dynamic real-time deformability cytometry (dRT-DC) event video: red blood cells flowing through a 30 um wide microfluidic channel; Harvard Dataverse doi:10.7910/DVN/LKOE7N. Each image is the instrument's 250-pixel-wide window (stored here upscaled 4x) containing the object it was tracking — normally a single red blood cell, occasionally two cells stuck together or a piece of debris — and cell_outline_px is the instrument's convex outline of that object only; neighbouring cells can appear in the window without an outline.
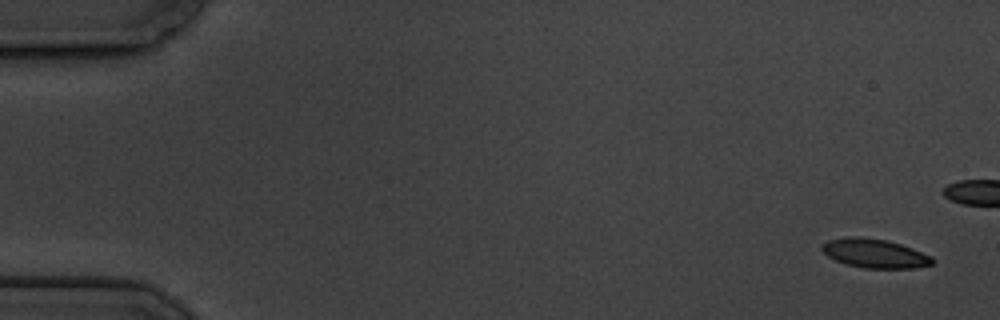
{"species": "common noctule bat (a hibernating species)", "species_latin": "Nyctalus noctula", "temperature_condition": "cold", "stored_images_in_passage": 7, "camera_frame_rate_fps": 3000, "um_per_image_px": 0.085, "animal": {"sex": "male", "body_mass_g": 19.5, "forearm_length_mm": 54.6}, "frame": {"image": 1, "passage_image": 1, "time_ms": 0.0, "image_size_px": [1000, 320], "cell_outline_px": [[936, 260], [932, 264], [916, 268], [864, 268], [844, 264], [828, 256], [820, 248], [828, 240], [848, 236], [860, 236], [884, 240], [900, 244], [912, 248], [932, 256]], "centroid_in_image_um": [74.36, 21.54], "position_along_channel_um": 10.6, "area_um2": 18.67}}
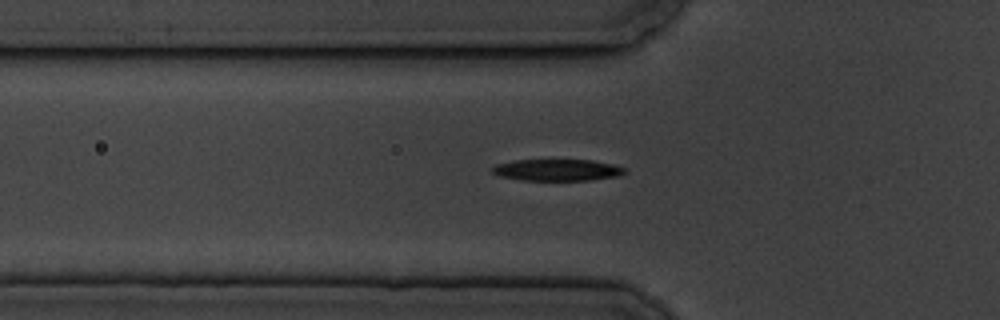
{"frame": {"image": 2, "passage_image": 7, "time_ms": 7.667, "image_size_px": [1000, 320], "cell_outline_px": [[628, 172], [620, 176], [592, 180], [524, 180], [500, 176], [492, 172], [492, 168], [496, 164], [516, 160], [592, 160], [612, 164], [624, 168]], "centroid_in_image_um": [47.41, 14.45], "position_along_channel_um": 78.4, "area_um2": 16.65}}